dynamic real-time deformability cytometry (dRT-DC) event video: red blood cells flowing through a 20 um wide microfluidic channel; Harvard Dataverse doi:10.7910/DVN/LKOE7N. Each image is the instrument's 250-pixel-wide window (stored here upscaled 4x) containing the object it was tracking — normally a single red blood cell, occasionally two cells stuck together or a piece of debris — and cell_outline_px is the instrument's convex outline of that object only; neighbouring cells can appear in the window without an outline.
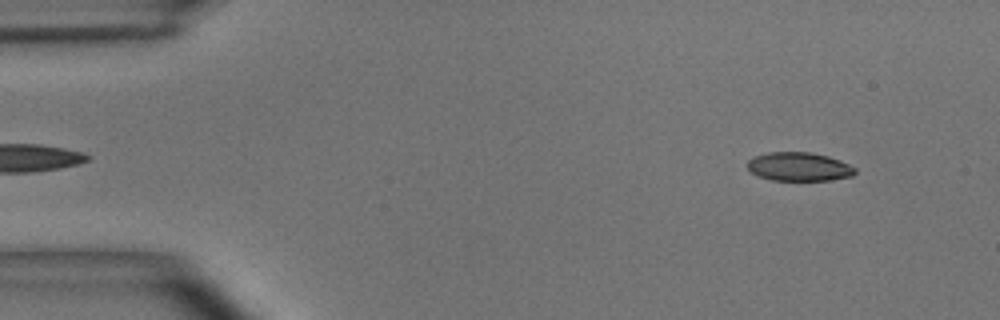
{"species": "common noctule bat (a hibernating species)", "species_latin": "Nyctalus noctula", "temperature_condition": "room temperature", "stored_images_in_passage": 53, "camera_frame_rate_fps": 3000, "um_per_image_px": 0.085, "animal": {"sex": "male", "body_mass_g": 15.6}, "frame": {"image": 1, "passage_image": 4, "time_ms": 1.0, "image_size_px": [1000, 320], "cell_outline_px": [[856, 172], [852, 176], [832, 180], [772, 180], [760, 176], [752, 172], [748, 168], [748, 160], [756, 156], [768, 152], [808, 152], [828, 156], [840, 160], [856, 168]], "centroid_in_image_um": [67.95, 14.17], "position_along_channel_um": 17.1, "area_um2": 17.86}}
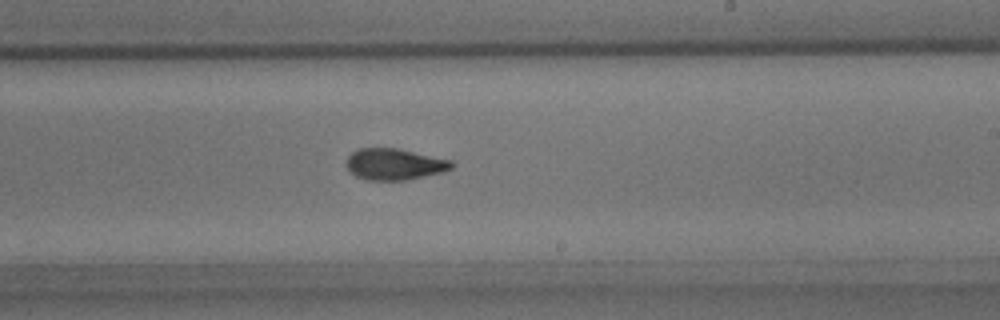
{"frame": {"image": 2, "passage_image": 31, "time_ms": 10.0, "image_size_px": [1000, 320], "cell_outline_px": [[456, 164], [452, 168], [444, 172], [408, 180], [368, 180], [356, 176], [348, 172], [348, 156], [352, 152], [360, 148], [396, 148], [452, 160]], "centroid_in_image_um": [33.57, 13.97], "position_along_channel_um": 255.4, "area_um2": 19.31}}
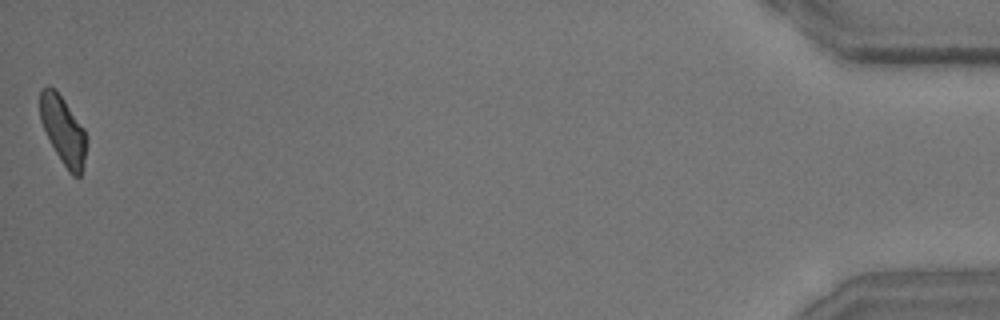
{"frame": {"image": 3, "passage_image": 53, "time_ms": 17.333, "image_size_px": [1000, 320], "cell_outline_px": [[84, 160], [80, 176], [72, 176], [68, 172], [56, 152], [40, 120], [40, 88], [48, 84], [56, 88], [84, 128]], "centroid_in_image_um": [5.33, 11.0], "position_along_channel_um": 429.9, "area_um2": 18.03}, "authors_computed_cell_mechanics": {"area_um2": 19.3052, "velocity_mm_per_s": 3.6591, "shape_relaxation_time_tau1_ms": 4.6845, "shape_relaxation_time_tau2_ms": 1.8704, "deformation_change_tau1": 0.1626, "deformation_change_tau2": 0.0763}}